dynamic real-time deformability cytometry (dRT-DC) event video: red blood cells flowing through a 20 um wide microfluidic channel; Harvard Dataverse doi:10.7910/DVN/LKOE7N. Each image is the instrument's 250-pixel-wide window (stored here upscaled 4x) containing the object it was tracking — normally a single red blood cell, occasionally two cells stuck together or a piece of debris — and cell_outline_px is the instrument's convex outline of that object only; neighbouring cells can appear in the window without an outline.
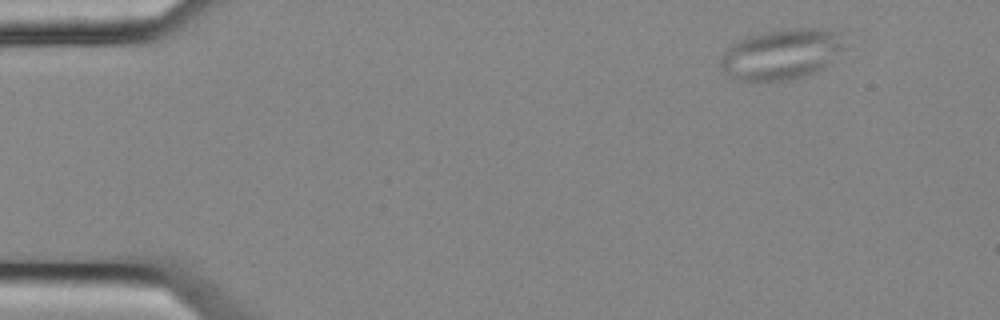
{"species": "common noctule bat (a hibernating species)", "species_latin": "Nyctalus noctula", "temperature_condition": "cold", "stored_images_in_passage": 4, "camera_frame_rate_fps": 3000, "um_per_image_px": 0.085, "animal": {"sex": "female", "body_mass_g": 25.1}, "frame": {"image": 1, "passage_image": 1, "time_ms": 0.0, "image_size_px": [1000, 320], "cell_outline_px": [[844, 48], [824, 68], [816, 72], [804, 76], [780, 80], [736, 80], [728, 76], [720, 68], [720, 56], [732, 44], [748, 36], [768, 32], [796, 28], [820, 28], [836, 32]], "centroid_in_image_um": [66.38, 4.62], "position_along_channel_um": 18.6, "area_um2": 35.89}}